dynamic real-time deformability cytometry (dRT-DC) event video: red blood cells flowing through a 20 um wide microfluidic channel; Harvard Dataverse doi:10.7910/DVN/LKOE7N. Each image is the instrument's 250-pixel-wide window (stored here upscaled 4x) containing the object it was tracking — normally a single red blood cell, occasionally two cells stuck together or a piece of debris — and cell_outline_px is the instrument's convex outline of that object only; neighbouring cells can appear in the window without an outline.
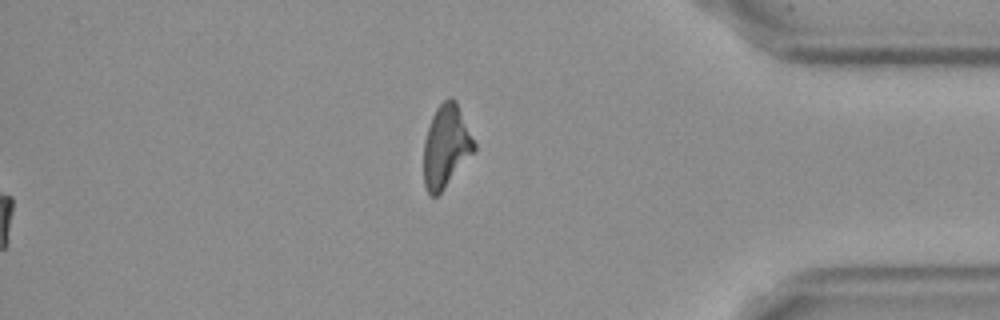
{"species": "Egyptian fruit bat (a non-hibernating species)", "species_latin": "Rousettus aegyptiacus", "temperature_condition": "cold", "stored_images_in_passage": 45, "camera_frame_rate_fps": 3000, "um_per_image_px": 0.085, "frame": {"image": 1, "passage_image": 45, "time_ms": 14.667, "image_size_px": [1000, 320], "cell_outline_px": [[476, 148], [444, 188], [436, 196], [432, 196], [428, 192], [424, 184], [424, 140], [432, 116], [436, 108], [448, 96], [452, 96], [456, 100], [476, 144]], "centroid_in_image_um": [37.9, 12.39], "position_along_channel_um": 397.3, "area_um2": 23.93}}